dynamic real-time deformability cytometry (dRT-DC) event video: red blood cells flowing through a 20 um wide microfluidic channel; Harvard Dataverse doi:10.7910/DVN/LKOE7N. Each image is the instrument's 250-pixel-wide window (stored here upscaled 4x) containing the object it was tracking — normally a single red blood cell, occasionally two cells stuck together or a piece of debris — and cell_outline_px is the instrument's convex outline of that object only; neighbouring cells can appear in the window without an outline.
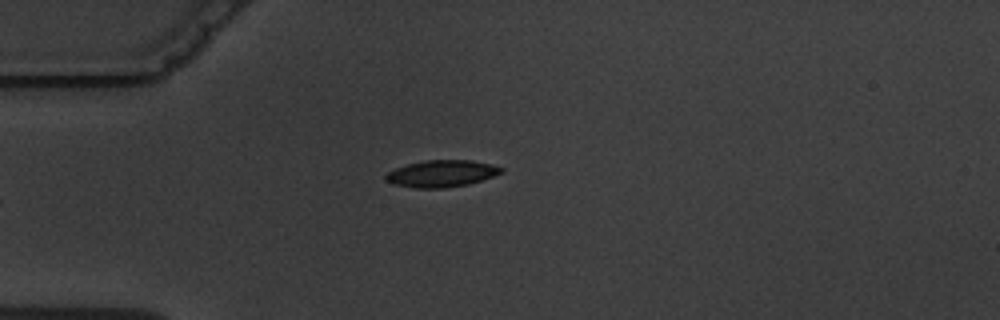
{"species": "common noctule bat (a hibernating species)", "species_latin": "Nyctalus noctula", "temperature_condition": "warm", "stored_images_in_passage": 1, "camera_frame_rate_fps": 3000, "um_per_image_px": 0.085, "animal": {"sex": "male", "body_mass_g": 19.5, "forearm_length_mm": 54.6}, "frame": {"image": 1, "passage_image": 1, "time_ms": 0.0, "image_size_px": [1000, 320], "cell_outline_px": [[504, 172], [468, 184], [444, 188], [416, 188], [392, 184], [384, 180], [384, 176], [388, 172], [396, 168], [408, 164], [424, 160], [472, 160], [492, 164], [504, 168]], "centroid_in_image_um": [37.52, 14.75], "position_along_channel_um": 47.5, "area_um2": 18.09}}